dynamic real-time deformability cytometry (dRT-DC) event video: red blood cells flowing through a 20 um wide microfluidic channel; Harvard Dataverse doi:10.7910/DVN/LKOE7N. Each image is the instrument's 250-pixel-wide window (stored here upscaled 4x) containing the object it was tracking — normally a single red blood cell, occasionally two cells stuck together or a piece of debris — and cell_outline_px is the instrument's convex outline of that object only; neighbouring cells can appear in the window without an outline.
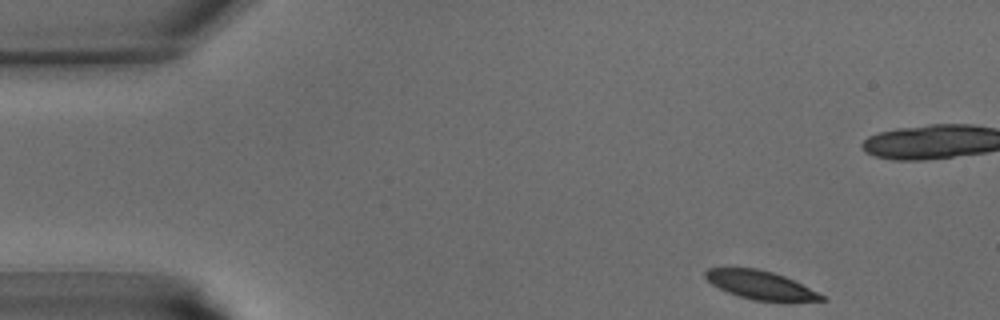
{"species": "common noctule bat (a hibernating species)", "species_latin": "Nyctalus noctula", "temperature_condition": "warm", "stored_images_in_passage": 39, "camera_frame_rate_fps": 3000, "um_per_image_px": 0.085, "animal": {"sex": "male", "body_mass_g": 15.6}, "frame": {"image": 1, "passage_image": 1, "time_ms": 0.0, "image_size_px": [1000, 320], "cell_outline_px": [[828, 300], [756, 300], [740, 296], [728, 292], [712, 284], [704, 276], [704, 272], [708, 268], [756, 268], [772, 272], [784, 276], [824, 296]], "centroid_in_image_um": [64.57, 24.2], "position_along_channel_um": 20.4, "area_um2": 18.5}}
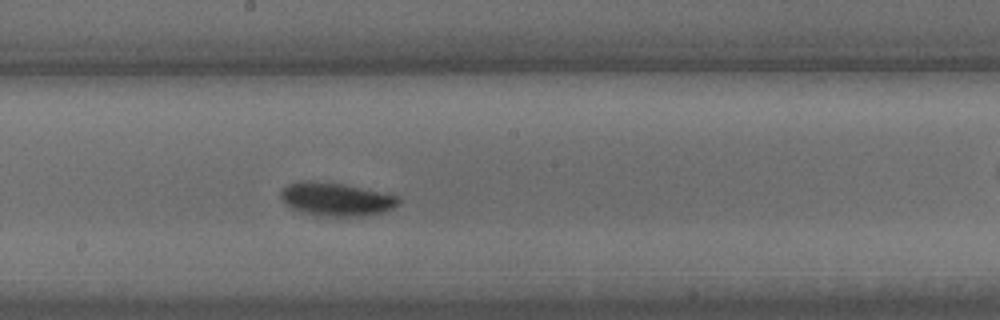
{"frame": {"image": 2, "passage_image": 19, "time_ms": 6.0, "image_size_px": [1000, 320], "cell_outline_px": [[400, 200], [392, 208], [380, 212], [360, 216], [324, 216], [300, 212], [292, 208], [280, 196], [280, 192], [288, 184], [300, 180], [308, 180], [344, 184], [396, 196]], "centroid_in_image_um": [28.51, 16.92], "position_along_channel_um": 219.7, "area_um2": 22.37}}
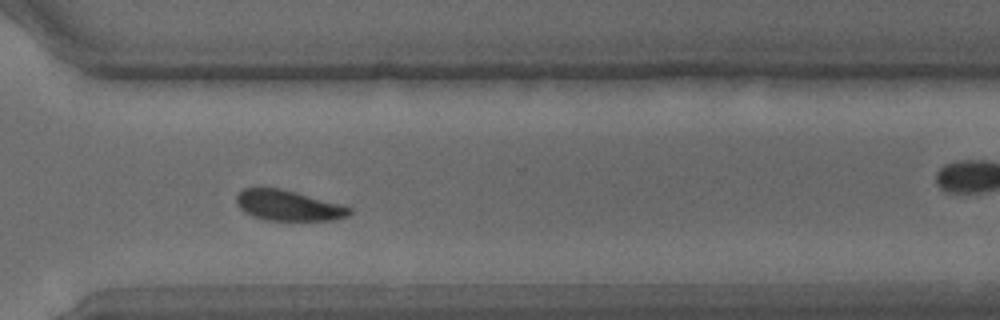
{"frame": {"image": 3, "passage_image": 27, "time_ms": 8.667, "image_size_px": [1000, 320], "cell_outline_px": [[352, 212], [348, 216], [332, 220], [264, 220], [252, 216], [244, 212], [236, 204], [236, 196], [244, 188], [280, 188], [296, 192], [340, 204], [352, 208]], "centroid_in_image_um": [24.49, 17.47], "position_along_channel_um": 346.1, "area_um2": 20.0}}